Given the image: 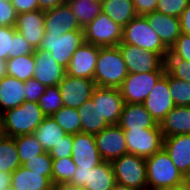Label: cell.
Here are the masks:
<instances>
[{"mask_svg": "<svg viewBox=\"0 0 190 190\" xmlns=\"http://www.w3.org/2000/svg\"><path fill=\"white\" fill-rule=\"evenodd\" d=\"M112 190H135L131 187H127L125 185L119 184V183H115Z\"/></svg>", "mask_w": 190, "mask_h": 190, "instance_id": "6f0895ef", "label": "cell"}, {"mask_svg": "<svg viewBox=\"0 0 190 190\" xmlns=\"http://www.w3.org/2000/svg\"><path fill=\"white\" fill-rule=\"evenodd\" d=\"M25 101V82L15 77L4 76L0 81V115Z\"/></svg>", "mask_w": 190, "mask_h": 190, "instance_id": "603a6c76", "label": "cell"}, {"mask_svg": "<svg viewBox=\"0 0 190 190\" xmlns=\"http://www.w3.org/2000/svg\"><path fill=\"white\" fill-rule=\"evenodd\" d=\"M51 190H85L83 187L76 186L70 183H54Z\"/></svg>", "mask_w": 190, "mask_h": 190, "instance_id": "f5cc1de1", "label": "cell"}, {"mask_svg": "<svg viewBox=\"0 0 190 190\" xmlns=\"http://www.w3.org/2000/svg\"><path fill=\"white\" fill-rule=\"evenodd\" d=\"M166 58H178L190 62V36L181 33L170 47Z\"/></svg>", "mask_w": 190, "mask_h": 190, "instance_id": "ab89813d", "label": "cell"}, {"mask_svg": "<svg viewBox=\"0 0 190 190\" xmlns=\"http://www.w3.org/2000/svg\"><path fill=\"white\" fill-rule=\"evenodd\" d=\"M66 0H38V8L41 11H47L65 4Z\"/></svg>", "mask_w": 190, "mask_h": 190, "instance_id": "816d5d0a", "label": "cell"}, {"mask_svg": "<svg viewBox=\"0 0 190 190\" xmlns=\"http://www.w3.org/2000/svg\"><path fill=\"white\" fill-rule=\"evenodd\" d=\"M35 69L33 78L47 86L59 85L66 69L55 61L49 50L36 49L34 52Z\"/></svg>", "mask_w": 190, "mask_h": 190, "instance_id": "9a60e30c", "label": "cell"}, {"mask_svg": "<svg viewBox=\"0 0 190 190\" xmlns=\"http://www.w3.org/2000/svg\"><path fill=\"white\" fill-rule=\"evenodd\" d=\"M166 72L185 82H190V62L178 58H165Z\"/></svg>", "mask_w": 190, "mask_h": 190, "instance_id": "f35d334b", "label": "cell"}, {"mask_svg": "<svg viewBox=\"0 0 190 190\" xmlns=\"http://www.w3.org/2000/svg\"><path fill=\"white\" fill-rule=\"evenodd\" d=\"M21 165L15 138L4 136L0 139V171L12 174Z\"/></svg>", "mask_w": 190, "mask_h": 190, "instance_id": "1f68e13d", "label": "cell"}, {"mask_svg": "<svg viewBox=\"0 0 190 190\" xmlns=\"http://www.w3.org/2000/svg\"><path fill=\"white\" fill-rule=\"evenodd\" d=\"M71 157L77 167L94 168L103 162L94 134L79 132L73 135Z\"/></svg>", "mask_w": 190, "mask_h": 190, "instance_id": "e0dca14e", "label": "cell"}, {"mask_svg": "<svg viewBox=\"0 0 190 190\" xmlns=\"http://www.w3.org/2000/svg\"><path fill=\"white\" fill-rule=\"evenodd\" d=\"M51 117L66 132V134L74 135L81 132V119L77 108L63 106Z\"/></svg>", "mask_w": 190, "mask_h": 190, "instance_id": "836d02e7", "label": "cell"}, {"mask_svg": "<svg viewBox=\"0 0 190 190\" xmlns=\"http://www.w3.org/2000/svg\"><path fill=\"white\" fill-rule=\"evenodd\" d=\"M76 164L72 157L53 159L52 162V184L69 183L76 171Z\"/></svg>", "mask_w": 190, "mask_h": 190, "instance_id": "d590c367", "label": "cell"}, {"mask_svg": "<svg viewBox=\"0 0 190 190\" xmlns=\"http://www.w3.org/2000/svg\"><path fill=\"white\" fill-rule=\"evenodd\" d=\"M81 119V132L97 134L110 126L98 110V100L90 98L77 108Z\"/></svg>", "mask_w": 190, "mask_h": 190, "instance_id": "484cf974", "label": "cell"}, {"mask_svg": "<svg viewBox=\"0 0 190 190\" xmlns=\"http://www.w3.org/2000/svg\"><path fill=\"white\" fill-rule=\"evenodd\" d=\"M85 42L100 47L118 46L122 42L123 27L103 12L84 28Z\"/></svg>", "mask_w": 190, "mask_h": 190, "instance_id": "ba28073f", "label": "cell"}, {"mask_svg": "<svg viewBox=\"0 0 190 190\" xmlns=\"http://www.w3.org/2000/svg\"><path fill=\"white\" fill-rule=\"evenodd\" d=\"M118 47L129 73L166 72L165 60L158 53L122 42Z\"/></svg>", "mask_w": 190, "mask_h": 190, "instance_id": "52a82bcc", "label": "cell"}, {"mask_svg": "<svg viewBox=\"0 0 190 190\" xmlns=\"http://www.w3.org/2000/svg\"><path fill=\"white\" fill-rule=\"evenodd\" d=\"M189 3L190 0H158L156 11L179 18Z\"/></svg>", "mask_w": 190, "mask_h": 190, "instance_id": "60d3db41", "label": "cell"}, {"mask_svg": "<svg viewBox=\"0 0 190 190\" xmlns=\"http://www.w3.org/2000/svg\"><path fill=\"white\" fill-rule=\"evenodd\" d=\"M65 3L83 29L103 10L101 0H66Z\"/></svg>", "mask_w": 190, "mask_h": 190, "instance_id": "f1b7e54d", "label": "cell"}, {"mask_svg": "<svg viewBox=\"0 0 190 190\" xmlns=\"http://www.w3.org/2000/svg\"><path fill=\"white\" fill-rule=\"evenodd\" d=\"M102 12L124 27L138 16L132 0H101Z\"/></svg>", "mask_w": 190, "mask_h": 190, "instance_id": "4316f807", "label": "cell"}, {"mask_svg": "<svg viewBox=\"0 0 190 190\" xmlns=\"http://www.w3.org/2000/svg\"><path fill=\"white\" fill-rule=\"evenodd\" d=\"M100 46L84 42L73 53L66 74L72 77L94 79Z\"/></svg>", "mask_w": 190, "mask_h": 190, "instance_id": "5bb4252c", "label": "cell"}, {"mask_svg": "<svg viewBox=\"0 0 190 190\" xmlns=\"http://www.w3.org/2000/svg\"><path fill=\"white\" fill-rule=\"evenodd\" d=\"M17 15L39 10L38 0H10Z\"/></svg>", "mask_w": 190, "mask_h": 190, "instance_id": "7dc6e473", "label": "cell"}, {"mask_svg": "<svg viewBox=\"0 0 190 190\" xmlns=\"http://www.w3.org/2000/svg\"><path fill=\"white\" fill-rule=\"evenodd\" d=\"M4 190H16V189H14L11 186H9V187H6Z\"/></svg>", "mask_w": 190, "mask_h": 190, "instance_id": "94428289", "label": "cell"}, {"mask_svg": "<svg viewBox=\"0 0 190 190\" xmlns=\"http://www.w3.org/2000/svg\"><path fill=\"white\" fill-rule=\"evenodd\" d=\"M91 98L98 100L101 117L109 125H118L125 104L120 89L96 87Z\"/></svg>", "mask_w": 190, "mask_h": 190, "instance_id": "2e32d148", "label": "cell"}, {"mask_svg": "<svg viewBox=\"0 0 190 190\" xmlns=\"http://www.w3.org/2000/svg\"><path fill=\"white\" fill-rule=\"evenodd\" d=\"M15 27H0V59L7 61L9 53H12V40L15 34Z\"/></svg>", "mask_w": 190, "mask_h": 190, "instance_id": "b9f144b4", "label": "cell"}, {"mask_svg": "<svg viewBox=\"0 0 190 190\" xmlns=\"http://www.w3.org/2000/svg\"><path fill=\"white\" fill-rule=\"evenodd\" d=\"M94 137L103 161L111 162L128 153L124 131L118 125H110Z\"/></svg>", "mask_w": 190, "mask_h": 190, "instance_id": "7c38bea8", "label": "cell"}, {"mask_svg": "<svg viewBox=\"0 0 190 190\" xmlns=\"http://www.w3.org/2000/svg\"><path fill=\"white\" fill-rule=\"evenodd\" d=\"M35 52V49L27 42V40L17 31L13 35L12 53H9V59L22 55H28Z\"/></svg>", "mask_w": 190, "mask_h": 190, "instance_id": "7bdbcfd3", "label": "cell"}, {"mask_svg": "<svg viewBox=\"0 0 190 190\" xmlns=\"http://www.w3.org/2000/svg\"><path fill=\"white\" fill-rule=\"evenodd\" d=\"M15 30L36 50L40 47L44 28V11L35 10L17 15Z\"/></svg>", "mask_w": 190, "mask_h": 190, "instance_id": "ac0fdd59", "label": "cell"}, {"mask_svg": "<svg viewBox=\"0 0 190 190\" xmlns=\"http://www.w3.org/2000/svg\"><path fill=\"white\" fill-rule=\"evenodd\" d=\"M138 16L156 11L158 0H132Z\"/></svg>", "mask_w": 190, "mask_h": 190, "instance_id": "c3c4849f", "label": "cell"}, {"mask_svg": "<svg viewBox=\"0 0 190 190\" xmlns=\"http://www.w3.org/2000/svg\"><path fill=\"white\" fill-rule=\"evenodd\" d=\"M163 190H190V188L188 186H186L184 183L176 185L174 187L171 188H166Z\"/></svg>", "mask_w": 190, "mask_h": 190, "instance_id": "9f6ffc18", "label": "cell"}, {"mask_svg": "<svg viewBox=\"0 0 190 190\" xmlns=\"http://www.w3.org/2000/svg\"><path fill=\"white\" fill-rule=\"evenodd\" d=\"M38 105L45 116H52L60 110L64 105L58 85L47 86L39 98Z\"/></svg>", "mask_w": 190, "mask_h": 190, "instance_id": "e575fe53", "label": "cell"}, {"mask_svg": "<svg viewBox=\"0 0 190 190\" xmlns=\"http://www.w3.org/2000/svg\"><path fill=\"white\" fill-rule=\"evenodd\" d=\"M163 149L182 175L190 171V134L164 137Z\"/></svg>", "mask_w": 190, "mask_h": 190, "instance_id": "44dd1931", "label": "cell"}, {"mask_svg": "<svg viewBox=\"0 0 190 190\" xmlns=\"http://www.w3.org/2000/svg\"><path fill=\"white\" fill-rule=\"evenodd\" d=\"M45 33L63 35L69 31L84 30L67 4L44 12Z\"/></svg>", "mask_w": 190, "mask_h": 190, "instance_id": "d6986e66", "label": "cell"}, {"mask_svg": "<svg viewBox=\"0 0 190 190\" xmlns=\"http://www.w3.org/2000/svg\"><path fill=\"white\" fill-rule=\"evenodd\" d=\"M84 42V30L69 31L60 36L45 33L39 49L49 50L55 61L67 69L73 53Z\"/></svg>", "mask_w": 190, "mask_h": 190, "instance_id": "8992f818", "label": "cell"}, {"mask_svg": "<svg viewBox=\"0 0 190 190\" xmlns=\"http://www.w3.org/2000/svg\"><path fill=\"white\" fill-rule=\"evenodd\" d=\"M165 72L129 73L120 86L124 103L142 104Z\"/></svg>", "mask_w": 190, "mask_h": 190, "instance_id": "9c48e42d", "label": "cell"}, {"mask_svg": "<svg viewBox=\"0 0 190 190\" xmlns=\"http://www.w3.org/2000/svg\"><path fill=\"white\" fill-rule=\"evenodd\" d=\"M11 173L0 171V190H4L6 187L11 186Z\"/></svg>", "mask_w": 190, "mask_h": 190, "instance_id": "db71d44e", "label": "cell"}, {"mask_svg": "<svg viewBox=\"0 0 190 190\" xmlns=\"http://www.w3.org/2000/svg\"><path fill=\"white\" fill-rule=\"evenodd\" d=\"M3 137H4V134H3V128H2V121L0 118V139H2Z\"/></svg>", "mask_w": 190, "mask_h": 190, "instance_id": "91938a15", "label": "cell"}, {"mask_svg": "<svg viewBox=\"0 0 190 190\" xmlns=\"http://www.w3.org/2000/svg\"><path fill=\"white\" fill-rule=\"evenodd\" d=\"M90 170H92V168L77 167L69 183L79 187H84L88 182V175Z\"/></svg>", "mask_w": 190, "mask_h": 190, "instance_id": "681fc988", "label": "cell"}, {"mask_svg": "<svg viewBox=\"0 0 190 190\" xmlns=\"http://www.w3.org/2000/svg\"><path fill=\"white\" fill-rule=\"evenodd\" d=\"M168 83L175 106H190V82L176 79L168 74Z\"/></svg>", "mask_w": 190, "mask_h": 190, "instance_id": "8d00e7d4", "label": "cell"}, {"mask_svg": "<svg viewBox=\"0 0 190 190\" xmlns=\"http://www.w3.org/2000/svg\"><path fill=\"white\" fill-rule=\"evenodd\" d=\"M183 183L190 188V171L183 175Z\"/></svg>", "mask_w": 190, "mask_h": 190, "instance_id": "680465c9", "label": "cell"}, {"mask_svg": "<svg viewBox=\"0 0 190 190\" xmlns=\"http://www.w3.org/2000/svg\"><path fill=\"white\" fill-rule=\"evenodd\" d=\"M73 149V135L66 134L62 141L56 145L50 152V156L53 159H61L64 157H71Z\"/></svg>", "mask_w": 190, "mask_h": 190, "instance_id": "ee69618b", "label": "cell"}, {"mask_svg": "<svg viewBox=\"0 0 190 190\" xmlns=\"http://www.w3.org/2000/svg\"><path fill=\"white\" fill-rule=\"evenodd\" d=\"M118 126L122 130L160 128L143 104L125 103Z\"/></svg>", "mask_w": 190, "mask_h": 190, "instance_id": "7402d4cb", "label": "cell"}, {"mask_svg": "<svg viewBox=\"0 0 190 190\" xmlns=\"http://www.w3.org/2000/svg\"><path fill=\"white\" fill-rule=\"evenodd\" d=\"M15 144L22 165L45 152L33 133L15 137Z\"/></svg>", "mask_w": 190, "mask_h": 190, "instance_id": "d6a6232c", "label": "cell"}, {"mask_svg": "<svg viewBox=\"0 0 190 190\" xmlns=\"http://www.w3.org/2000/svg\"><path fill=\"white\" fill-rule=\"evenodd\" d=\"M142 104L158 124H160L166 117V114L175 107L170 93L167 72H165L155 84Z\"/></svg>", "mask_w": 190, "mask_h": 190, "instance_id": "4fadbf2b", "label": "cell"}, {"mask_svg": "<svg viewBox=\"0 0 190 190\" xmlns=\"http://www.w3.org/2000/svg\"><path fill=\"white\" fill-rule=\"evenodd\" d=\"M115 183L111 162L103 161L89 171L88 182L83 188L85 190H112Z\"/></svg>", "mask_w": 190, "mask_h": 190, "instance_id": "f546056e", "label": "cell"}, {"mask_svg": "<svg viewBox=\"0 0 190 190\" xmlns=\"http://www.w3.org/2000/svg\"><path fill=\"white\" fill-rule=\"evenodd\" d=\"M11 187L16 190H51L52 182L42 173L32 172L21 165L12 173Z\"/></svg>", "mask_w": 190, "mask_h": 190, "instance_id": "d4e9b609", "label": "cell"}, {"mask_svg": "<svg viewBox=\"0 0 190 190\" xmlns=\"http://www.w3.org/2000/svg\"><path fill=\"white\" fill-rule=\"evenodd\" d=\"M115 181L135 190L147 189L145 158L130 153L111 161Z\"/></svg>", "mask_w": 190, "mask_h": 190, "instance_id": "5b68a950", "label": "cell"}, {"mask_svg": "<svg viewBox=\"0 0 190 190\" xmlns=\"http://www.w3.org/2000/svg\"><path fill=\"white\" fill-rule=\"evenodd\" d=\"M45 117L38 103L24 101L20 106L9 109L0 115L3 134L12 138L32 134Z\"/></svg>", "mask_w": 190, "mask_h": 190, "instance_id": "6da1fadb", "label": "cell"}, {"mask_svg": "<svg viewBox=\"0 0 190 190\" xmlns=\"http://www.w3.org/2000/svg\"><path fill=\"white\" fill-rule=\"evenodd\" d=\"M128 74L118 46L99 48L93 79L97 87L119 89Z\"/></svg>", "mask_w": 190, "mask_h": 190, "instance_id": "7a4b0ae2", "label": "cell"}, {"mask_svg": "<svg viewBox=\"0 0 190 190\" xmlns=\"http://www.w3.org/2000/svg\"><path fill=\"white\" fill-rule=\"evenodd\" d=\"M63 105L79 108L89 100L97 87L94 80L65 75L58 85Z\"/></svg>", "mask_w": 190, "mask_h": 190, "instance_id": "8fae6325", "label": "cell"}, {"mask_svg": "<svg viewBox=\"0 0 190 190\" xmlns=\"http://www.w3.org/2000/svg\"><path fill=\"white\" fill-rule=\"evenodd\" d=\"M52 162L53 158L49 152H44L26 161L22 166L32 172L42 173V176L47 177L52 182Z\"/></svg>", "mask_w": 190, "mask_h": 190, "instance_id": "74e56055", "label": "cell"}, {"mask_svg": "<svg viewBox=\"0 0 190 190\" xmlns=\"http://www.w3.org/2000/svg\"><path fill=\"white\" fill-rule=\"evenodd\" d=\"M179 19L182 33L190 36V3L182 12Z\"/></svg>", "mask_w": 190, "mask_h": 190, "instance_id": "f907efd6", "label": "cell"}, {"mask_svg": "<svg viewBox=\"0 0 190 190\" xmlns=\"http://www.w3.org/2000/svg\"><path fill=\"white\" fill-rule=\"evenodd\" d=\"M45 152H50L58 145L66 132L51 116H46L33 133Z\"/></svg>", "mask_w": 190, "mask_h": 190, "instance_id": "83f0119b", "label": "cell"}, {"mask_svg": "<svg viewBox=\"0 0 190 190\" xmlns=\"http://www.w3.org/2000/svg\"><path fill=\"white\" fill-rule=\"evenodd\" d=\"M123 131L130 154L146 159L163 148L161 128Z\"/></svg>", "mask_w": 190, "mask_h": 190, "instance_id": "30bf717a", "label": "cell"}, {"mask_svg": "<svg viewBox=\"0 0 190 190\" xmlns=\"http://www.w3.org/2000/svg\"><path fill=\"white\" fill-rule=\"evenodd\" d=\"M159 125L163 137L190 134V106H175Z\"/></svg>", "mask_w": 190, "mask_h": 190, "instance_id": "cb8c5ba5", "label": "cell"}, {"mask_svg": "<svg viewBox=\"0 0 190 190\" xmlns=\"http://www.w3.org/2000/svg\"><path fill=\"white\" fill-rule=\"evenodd\" d=\"M45 89L46 86L34 78L25 81V101L38 103Z\"/></svg>", "mask_w": 190, "mask_h": 190, "instance_id": "bcb514c9", "label": "cell"}, {"mask_svg": "<svg viewBox=\"0 0 190 190\" xmlns=\"http://www.w3.org/2000/svg\"><path fill=\"white\" fill-rule=\"evenodd\" d=\"M6 62L8 76L15 77L24 82L33 78L35 69L34 53L13 57Z\"/></svg>", "mask_w": 190, "mask_h": 190, "instance_id": "4dcf8cb0", "label": "cell"}, {"mask_svg": "<svg viewBox=\"0 0 190 190\" xmlns=\"http://www.w3.org/2000/svg\"><path fill=\"white\" fill-rule=\"evenodd\" d=\"M16 19L17 13L10 0L2 1V4H0V27H15Z\"/></svg>", "mask_w": 190, "mask_h": 190, "instance_id": "f6af8a7d", "label": "cell"}, {"mask_svg": "<svg viewBox=\"0 0 190 190\" xmlns=\"http://www.w3.org/2000/svg\"><path fill=\"white\" fill-rule=\"evenodd\" d=\"M122 43L156 52L164 60L169 53V49L162 43L144 16L135 17L123 27Z\"/></svg>", "mask_w": 190, "mask_h": 190, "instance_id": "277c9868", "label": "cell"}, {"mask_svg": "<svg viewBox=\"0 0 190 190\" xmlns=\"http://www.w3.org/2000/svg\"><path fill=\"white\" fill-rule=\"evenodd\" d=\"M145 161L147 189L163 190L183 183V175L163 148Z\"/></svg>", "mask_w": 190, "mask_h": 190, "instance_id": "3957f363", "label": "cell"}, {"mask_svg": "<svg viewBox=\"0 0 190 190\" xmlns=\"http://www.w3.org/2000/svg\"><path fill=\"white\" fill-rule=\"evenodd\" d=\"M7 62L0 59V81L7 75Z\"/></svg>", "mask_w": 190, "mask_h": 190, "instance_id": "11a10c76", "label": "cell"}, {"mask_svg": "<svg viewBox=\"0 0 190 190\" xmlns=\"http://www.w3.org/2000/svg\"><path fill=\"white\" fill-rule=\"evenodd\" d=\"M144 17L157 33L162 43L170 49L182 33L180 19L157 11L148 13Z\"/></svg>", "mask_w": 190, "mask_h": 190, "instance_id": "ffe728a7", "label": "cell"}]
</instances>
